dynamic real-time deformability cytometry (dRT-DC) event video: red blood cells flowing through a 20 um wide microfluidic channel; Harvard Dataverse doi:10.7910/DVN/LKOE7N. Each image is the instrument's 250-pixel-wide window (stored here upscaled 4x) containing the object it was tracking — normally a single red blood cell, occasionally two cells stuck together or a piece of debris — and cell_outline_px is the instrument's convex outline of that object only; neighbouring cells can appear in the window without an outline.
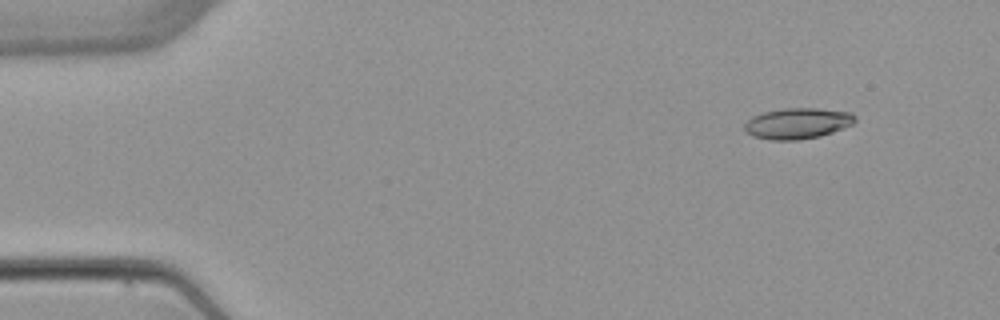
{"species": "common noctule bat (a hibernating species)", "species_latin": "Nyctalus noctula", "temperature_condition": "warm", "stored_images_in_passage": 4, "camera_frame_rate_fps": 3000, "um_per_image_px": 0.085, "animal": {"sex": "female", "body_mass_g": 22.7, "forearm_length_mm": 54.2}, "frame": {"image": 1, "passage_image": 2, "time_ms": 1.0, "image_size_px": [1000, 320], "cell_outline_px": [[856, 120], [852, 124], [832, 132], [820, 136], [800, 140], [768, 140], [752, 136], [744, 128], [744, 124], [752, 116], [764, 112], [784, 108], [816, 108], [852, 112], [856, 116]], "centroid_in_image_um": [67.79, 10.49], "position_along_channel_um": 17.2, "area_um2": 19.94}}
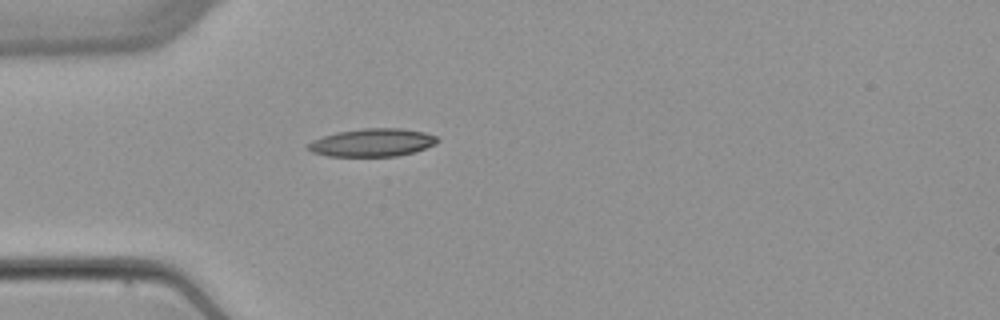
{"frame": {"image": 2, "passage_image": 4, "time_ms": 4.333, "image_size_px": [1000, 320], "cell_outline_px": [[440, 140], [436, 144], [412, 152], [396, 156], [328, 156], [312, 152], [304, 148], [304, 144], [312, 140], [336, 132], [364, 128], [400, 128], [424, 132], [436, 136]], "centroid_in_image_um": [31.59, 12.11], "position_along_channel_um": 53.4, "area_um2": 21.15}}